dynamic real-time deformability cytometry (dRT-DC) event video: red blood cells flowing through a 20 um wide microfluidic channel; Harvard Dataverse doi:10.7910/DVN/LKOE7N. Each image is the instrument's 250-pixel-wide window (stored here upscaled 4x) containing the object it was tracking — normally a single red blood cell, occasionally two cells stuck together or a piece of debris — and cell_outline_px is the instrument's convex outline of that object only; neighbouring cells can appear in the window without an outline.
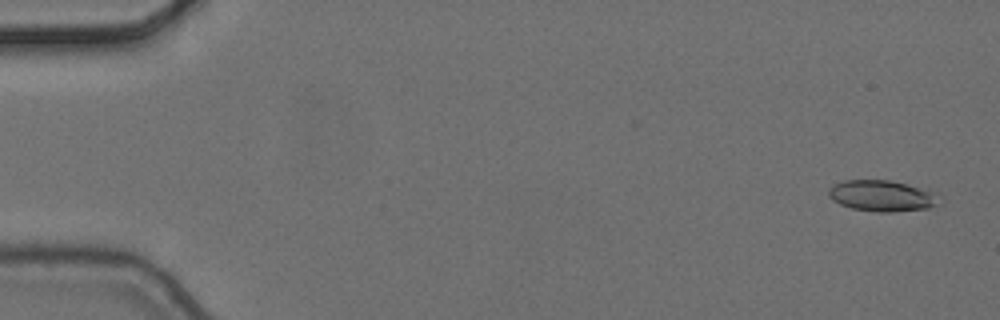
{"species": "common noctule bat (a hibernating species)", "species_latin": "Nyctalus noctula", "temperature_condition": "cold", "stored_images_in_passage": 6, "camera_frame_rate_fps": 3000, "um_per_image_px": 0.085, "animal": {"sex": "female", "body_mass_g": 24.6, "forearm_length_mm": 56.2}, "frame": {"image": 1, "passage_image": 1, "time_ms": 0.0, "image_size_px": [1000, 320], "cell_outline_px": [[944, 200], [928, 208], [892, 212], [876, 212], [852, 208], [840, 204], [832, 200], [828, 196], [828, 188], [832, 184], [844, 180], [888, 180], [940, 192]], "centroid_in_image_um": [75.01, 16.64], "position_along_channel_um": 10.0, "area_um2": 20.46}}
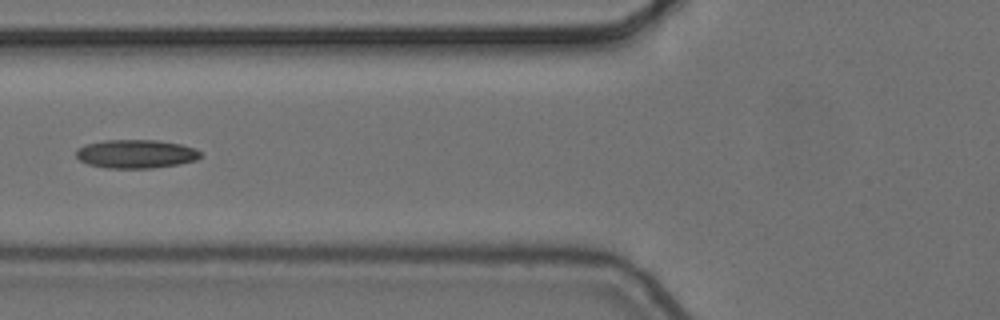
{"frame": {"image": 2, "passage_image": 6, "time_ms": 1.667, "image_size_px": [1000, 320], "cell_outline_px": [[204, 156], [196, 160], [180, 164], [152, 168], [108, 168], [88, 164], [80, 160], [76, 156], [76, 148], [84, 144], [104, 140], [156, 140], [180, 144], [196, 148]], "centroid_in_image_um": [11.57, 13.08], "position_along_channel_um": 114.2, "area_um2": 20.92}}